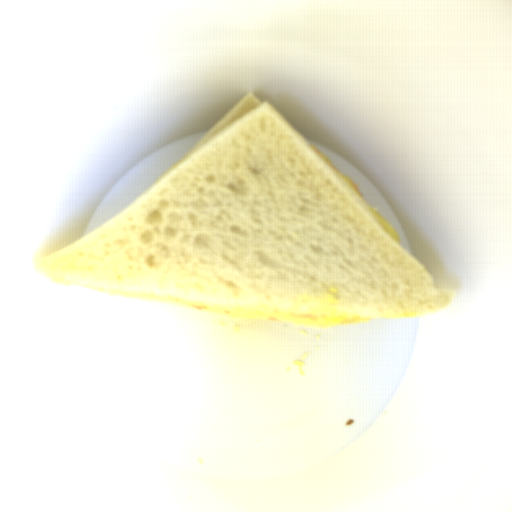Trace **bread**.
<instances>
[{"label": "bread", "instance_id": "obj_1", "mask_svg": "<svg viewBox=\"0 0 512 512\" xmlns=\"http://www.w3.org/2000/svg\"><path fill=\"white\" fill-rule=\"evenodd\" d=\"M52 282L368 319L454 301L252 91L125 208L41 259Z\"/></svg>", "mask_w": 512, "mask_h": 512}]
</instances>
